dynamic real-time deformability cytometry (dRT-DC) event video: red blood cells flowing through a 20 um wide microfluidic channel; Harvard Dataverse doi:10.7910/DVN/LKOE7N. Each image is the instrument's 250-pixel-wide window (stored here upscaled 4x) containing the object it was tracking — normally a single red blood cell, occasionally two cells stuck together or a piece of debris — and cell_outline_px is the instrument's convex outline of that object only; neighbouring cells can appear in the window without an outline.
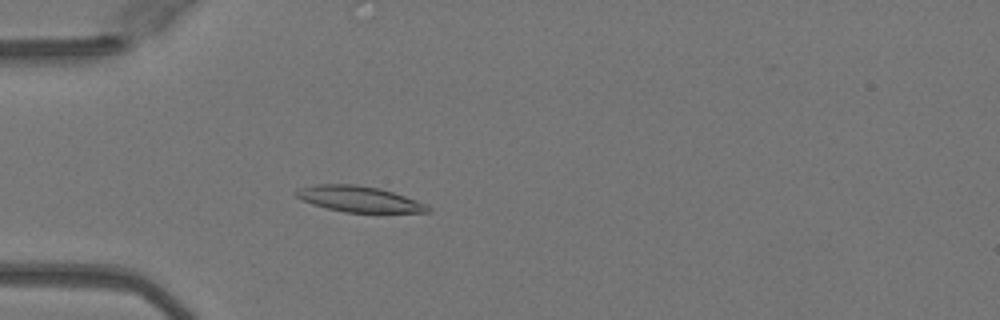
{"species": "Egyptian fruit bat (a non-hibernating species)", "species_latin": "Rousettus aegyptiacus", "temperature_condition": "warm", "stored_images_in_passage": 39, "camera_frame_rate_fps": 3000, "um_per_image_px": 0.085, "animal": {"sex": "female"}, "frame": {"image": 1, "passage_image": 10, "time_ms": 3.0, "image_size_px": [1000, 320], "cell_outline_px": [[432, 212], [344, 212], [312, 204], [296, 196], [292, 192], [300, 188], [316, 184], [356, 184], [380, 188], [416, 200], [432, 208]], "centroid_in_image_um": [30.5, 16.91], "position_along_channel_um": 54.5, "area_um2": 19.65}}
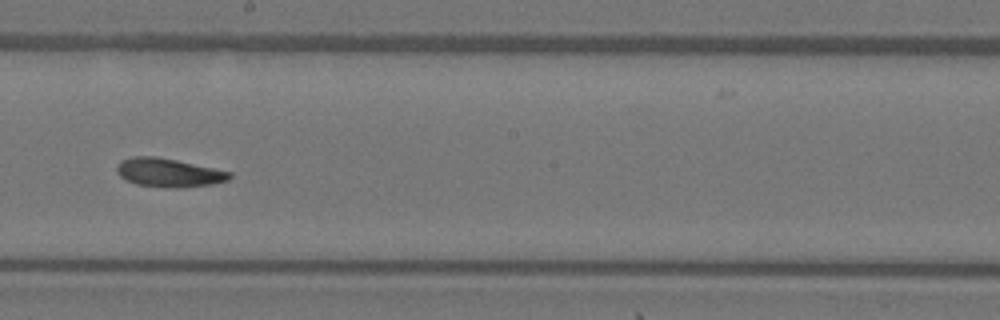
{"frame": {"image": 2, "passage_image": 24, "time_ms": 7.667, "image_size_px": [1000, 320], "cell_outline_px": [[232, 176], [228, 180], [212, 184], [180, 188], [164, 188], [136, 184], [120, 176], [116, 172], [116, 164], [120, 160], [132, 156], [156, 156], [176, 160], [232, 172]], "centroid_in_image_um": [14.31, 14.67], "position_along_channel_um": 233.9, "area_um2": 18.96}}
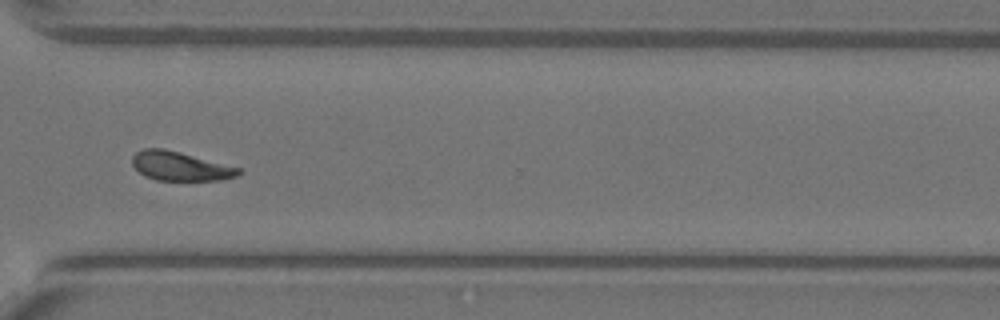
{"frame": {"image": 3, "passage_image": 33, "time_ms": 10.667, "image_size_px": [1000, 320], "cell_outline_px": [[240, 172], [236, 176], [220, 180], [156, 180], [144, 176], [132, 164], [132, 156], [136, 152], [144, 148], [164, 148], [180, 152], [240, 168]], "centroid_in_image_um": [15.27, 14.12], "position_along_channel_um": 355.3, "area_um2": 17.8}, "authors_computed_cell_mechanics": {"area_um2": 19.1896, "velocity_mm_per_s": 4.0504, "shape_relaxation_time_tau1_ms": null, "shape_relaxation_time_tau2_ms": 7.5555, "deformation_change_tau1": null, "deformation_change_tau2": 0.1545}}